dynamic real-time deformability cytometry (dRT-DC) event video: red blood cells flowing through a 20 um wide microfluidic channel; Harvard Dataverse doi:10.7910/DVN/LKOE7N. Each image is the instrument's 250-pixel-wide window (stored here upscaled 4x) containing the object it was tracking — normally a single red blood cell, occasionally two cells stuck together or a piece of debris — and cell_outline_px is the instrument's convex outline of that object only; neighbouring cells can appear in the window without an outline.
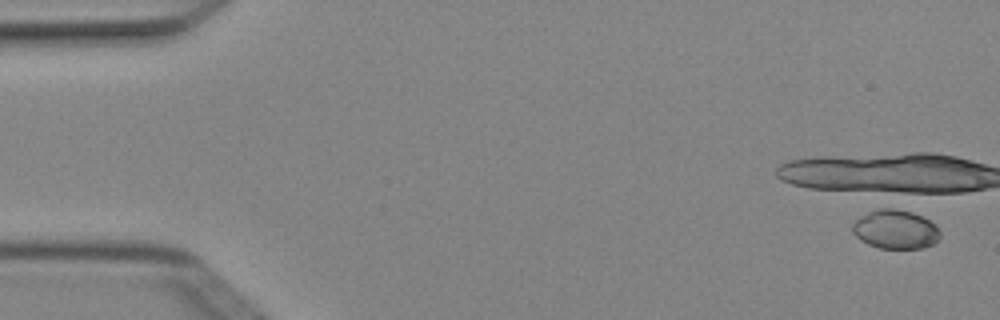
{"species": "Egyptian fruit bat (a non-hibernating species)", "species_latin": "Rousettus aegyptiacus", "temperature_condition": "cold", "stored_images_in_passage": 4, "camera_frame_rate_fps": 3000, "um_per_image_px": 0.085, "animal": {"sex": "female"}, "frame": {"image": 1, "passage_image": 1, "time_ms": 0.0, "image_size_px": [1000, 320], "cell_outline_px": [[940, 236], [932, 244], [924, 248], [880, 248], [868, 244], [860, 240], [852, 232], [852, 224], [856, 220], [880, 208], [904, 208], [936, 224], [940, 232]], "centroid_in_image_um": [76.13, 19.49], "position_along_channel_um": 8.9, "area_um2": 19.77}}